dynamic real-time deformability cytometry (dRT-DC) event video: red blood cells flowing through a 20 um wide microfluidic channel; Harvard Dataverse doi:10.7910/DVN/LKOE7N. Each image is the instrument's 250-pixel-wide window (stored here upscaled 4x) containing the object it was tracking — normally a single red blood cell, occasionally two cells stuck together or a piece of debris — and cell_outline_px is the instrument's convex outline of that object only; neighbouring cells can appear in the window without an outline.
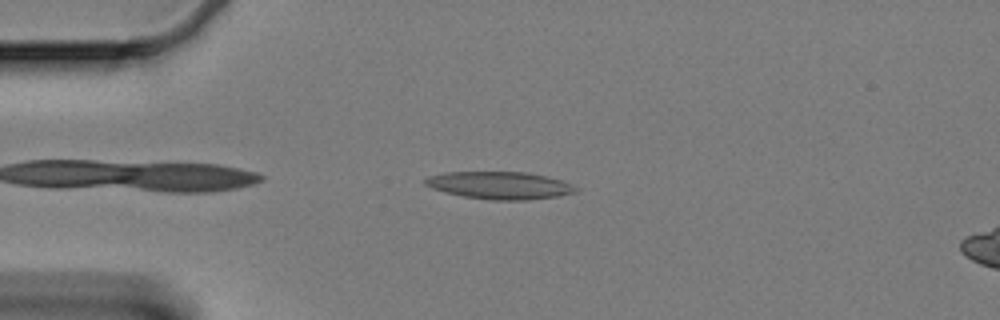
{"species": "Egyptian fruit bat (a non-hibernating species)", "species_latin": "Rousettus aegyptiacus", "temperature_condition": "cold", "stored_images_in_passage": 45, "camera_frame_rate_fps": 3000, "um_per_image_px": 0.085, "animal": {"sex": "female"}, "frame": {"image": 1, "passage_image": 4, "time_ms": 1.0, "image_size_px": [1000, 320], "cell_outline_px": [[580, 188], [576, 192], [556, 196], [528, 200], [488, 200], [464, 196], [444, 192], [432, 188], [424, 184], [424, 180], [428, 176], [444, 172], [524, 172], [544, 176], [560, 180]], "centroid_in_image_um": [42.44, 15.76], "position_along_channel_um": 42.6, "area_um2": 23.99}}
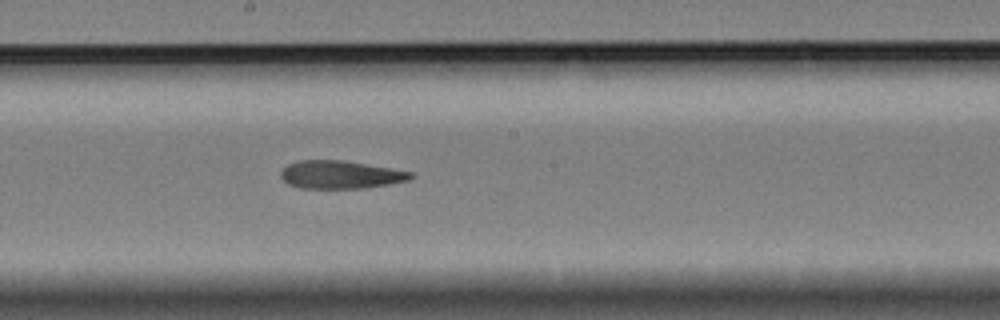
{"frame": {"image": 2, "passage_image": 22, "time_ms": 7.0, "image_size_px": [1000, 320], "cell_outline_px": [[412, 176], [408, 180], [388, 184], [364, 188], [300, 188], [288, 184], [280, 176], [280, 172], [288, 164], [300, 160], [344, 160], [412, 172]], "centroid_in_image_um": [28.89, 14.84], "position_along_channel_um": 219.3, "area_um2": 20.98}}
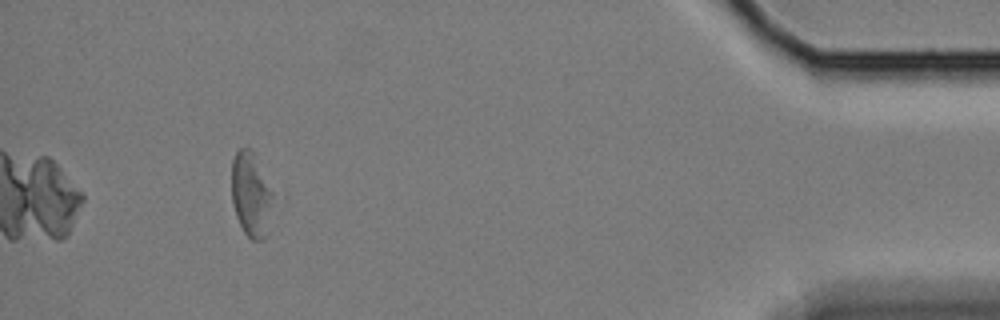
{"frame": {"image": 3, "passage_image": 45, "time_ms": 14.667, "image_size_px": [1000, 320], "cell_outline_px": [[276, 196], [268, 232], [264, 240], [252, 240], [244, 232], [236, 216], [232, 204], [232, 160], [236, 152], [240, 148], [252, 148], [276, 192]], "centroid_in_image_um": [21.41, 16.53], "position_along_channel_um": 413.8, "area_um2": 21.5}}